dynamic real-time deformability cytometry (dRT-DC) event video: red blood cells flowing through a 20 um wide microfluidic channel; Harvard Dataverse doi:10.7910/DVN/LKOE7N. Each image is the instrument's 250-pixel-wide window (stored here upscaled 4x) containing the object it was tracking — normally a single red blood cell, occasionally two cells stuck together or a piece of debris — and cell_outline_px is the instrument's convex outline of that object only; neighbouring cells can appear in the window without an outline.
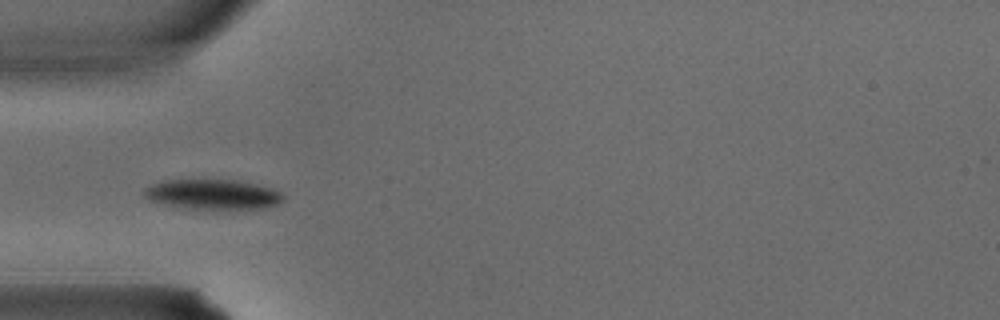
{"species": "common noctule bat (a hibernating species)", "species_latin": "Nyctalus noctula", "temperature_condition": "warm", "stored_images_in_passage": 2, "camera_frame_rate_fps": 3000, "um_per_image_px": 0.085, "animal": {"sex": "male", "body_mass_g": 15.6}, "frame": {"image": 1, "passage_image": 2, "time_ms": 0.333, "image_size_px": [1000, 320], "cell_outline_px": [[284, 200], [276, 204], [264, 208], [176, 208], [148, 200], [144, 196], [144, 188], [152, 184], [164, 180], [236, 180], [256, 184], [272, 188], [280, 192], [284, 196]], "centroid_in_image_um": [18.04, 16.52], "position_along_channel_um": 67.0, "area_um2": 24.22}}